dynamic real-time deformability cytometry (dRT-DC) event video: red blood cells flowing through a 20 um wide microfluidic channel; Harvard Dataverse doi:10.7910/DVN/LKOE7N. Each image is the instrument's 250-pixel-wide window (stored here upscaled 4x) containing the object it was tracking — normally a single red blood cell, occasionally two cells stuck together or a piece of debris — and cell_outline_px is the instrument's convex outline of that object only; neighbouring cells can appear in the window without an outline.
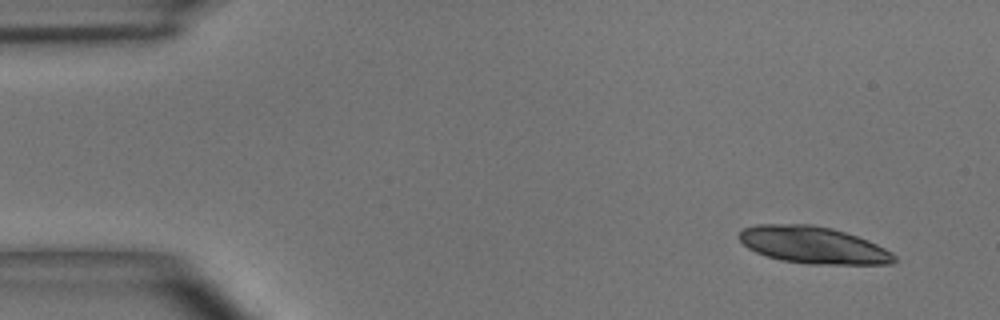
{"species": "common noctule bat (a hibernating species)", "species_latin": "Nyctalus noctula", "temperature_condition": "room temperature", "stored_images_in_passage": 2, "camera_frame_rate_fps": 3000, "um_per_image_px": 0.085, "animal": {"sex": "male", "body_mass_g": 15.6}, "frame": {"image": 1, "passage_image": 2, "time_ms": 1.333, "image_size_px": [1000, 320], "cell_outline_px": [[896, 260], [892, 264], [808, 264], [784, 260], [768, 256], [756, 252], [748, 248], [736, 236], [744, 228], [756, 224], [812, 224], [832, 228], [868, 240], [892, 252], [896, 256]], "centroid_in_image_um": [69.12, 20.82], "position_along_channel_um": 15.9, "area_um2": 33.35}}